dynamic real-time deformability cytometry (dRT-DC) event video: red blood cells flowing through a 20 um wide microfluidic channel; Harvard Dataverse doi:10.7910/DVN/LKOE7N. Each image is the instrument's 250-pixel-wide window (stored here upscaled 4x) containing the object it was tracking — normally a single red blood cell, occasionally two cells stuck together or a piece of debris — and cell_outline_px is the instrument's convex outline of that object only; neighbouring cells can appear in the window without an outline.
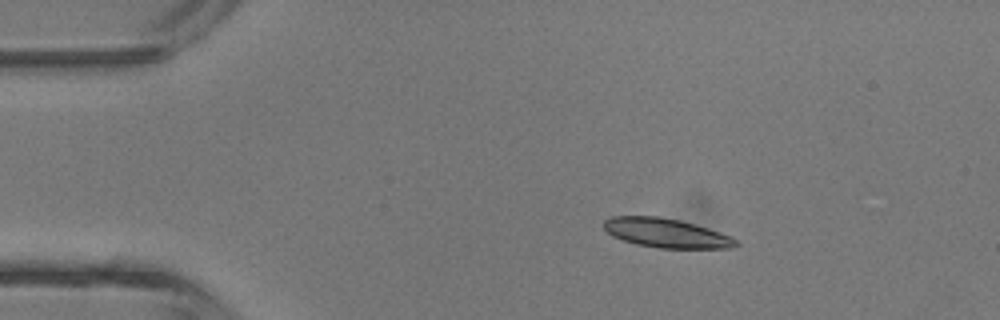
{"species": "common noctule bat (a hibernating species)", "species_latin": "Nyctalus noctula", "temperature_condition": "room temperature", "stored_images_in_passage": 4, "camera_frame_rate_fps": 3000, "um_per_image_px": 0.085, "animal": {"sex": "male", "body_mass_g": 13.3}, "frame": {"image": 1, "passage_image": 2, "time_ms": 1.333, "image_size_px": [1000, 320], "cell_outline_px": [[740, 244], [732, 248], [656, 248], [636, 244], [612, 236], [604, 228], [604, 220], [612, 216], [656, 216], [680, 220], [708, 228], [720, 232], [736, 240]], "centroid_in_image_um": [56.61, 19.81], "position_along_channel_um": 28.4, "area_um2": 22.37}}
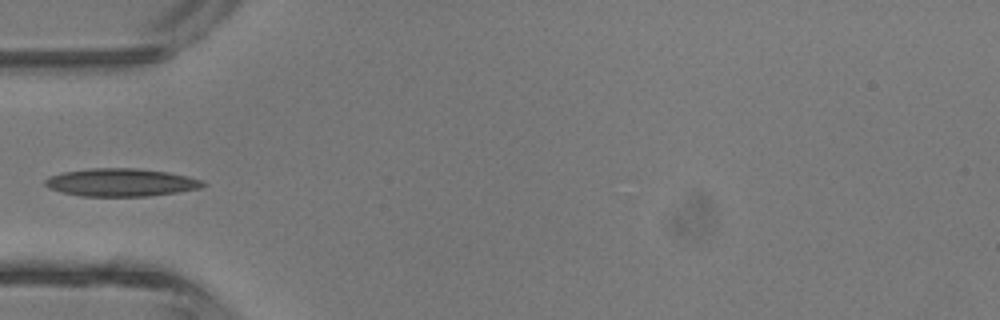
{"frame": {"image": 2, "passage_image": 4, "time_ms": 3.667, "image_size_px": [1000, 320], "cell_outline_px": [[208, 184], [200, 188], [176, 192], [148, 196], [80, 196], [48, 188], [44, 184], [44, 180], [52, 176], [64, 172], [88, 168], [136, 168], [168, 172], [188, 176], [200, 180]], "centroid_in_image_um": [10.29, 15.5], "position_along_channel_um": 74.7, "area_um2": 25.49}}